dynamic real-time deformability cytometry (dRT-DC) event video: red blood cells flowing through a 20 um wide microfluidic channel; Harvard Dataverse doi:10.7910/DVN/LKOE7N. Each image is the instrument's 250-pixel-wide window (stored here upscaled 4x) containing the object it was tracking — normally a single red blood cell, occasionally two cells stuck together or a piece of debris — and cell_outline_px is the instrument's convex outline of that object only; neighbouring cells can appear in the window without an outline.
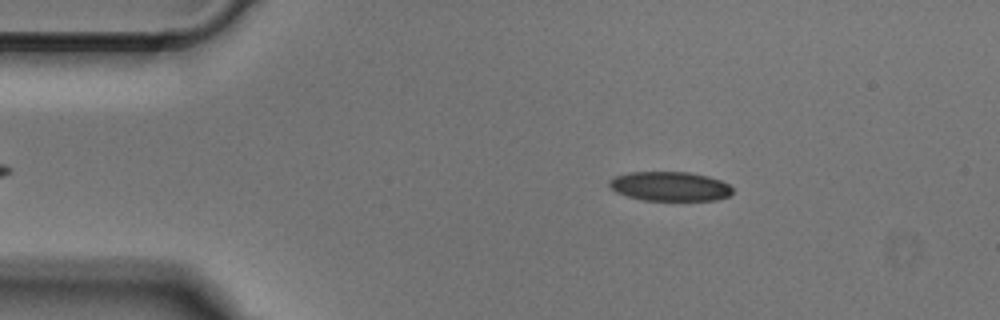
{"species": "Egyptian fruit bat (a non-hibernating species)", "species_latin": "Rousettus aegyptiacus", "temperature_condition": "cold", "stored_images_in_passage": 43, "camera_frame_rate_fps": 3000, "um_per_image_px": 0.085, "animal": {"sex": "male"}, "frame": {"image": 1, "passage_image": 1, "time_ms": 0.0, "image_size_px": [1000, 320], "cell_outline_px": [[732, 192], [728, 196], [716, 200], [644, 200], [628, 196], [616, 192], [608, 184], [608, 180], [616, 176], [628, 172], [688, 172], [708, 176], [720, 180], [728, 184], [732, 188]], "centroid_in_image_um": [56.93, 15.83], "position_along_channel_um": 28.1, "area_um2": 20.98}}
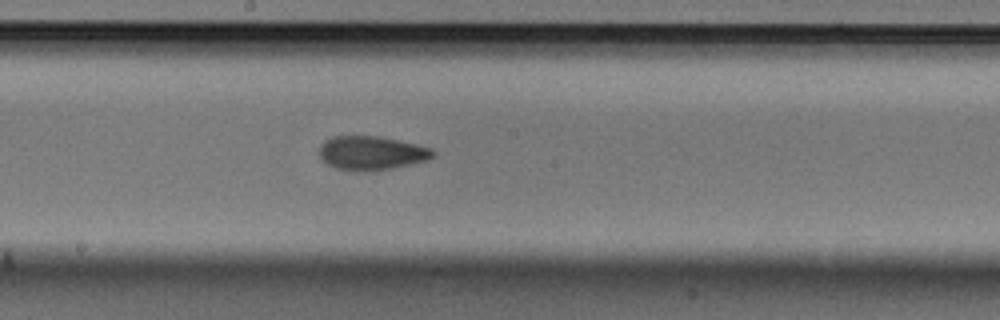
{"frame": {"image": 2, "passage_image": 19, "time_ms": 6.0, "image_size_px": [1000, 320], "cell_outline_px": [[436, 152], [428, 160], [392, 168], [372, 172], [364, 172], [336, 168], [328, 164], [320, 156], [320, 144], [324, 140], [332, 136], [380, 136], [416, 144], [432, 148]], "centroid_in_image_um": [31.58, 13.0], "position_along_channel_um": 216.6, "area_um2": 22.54}}
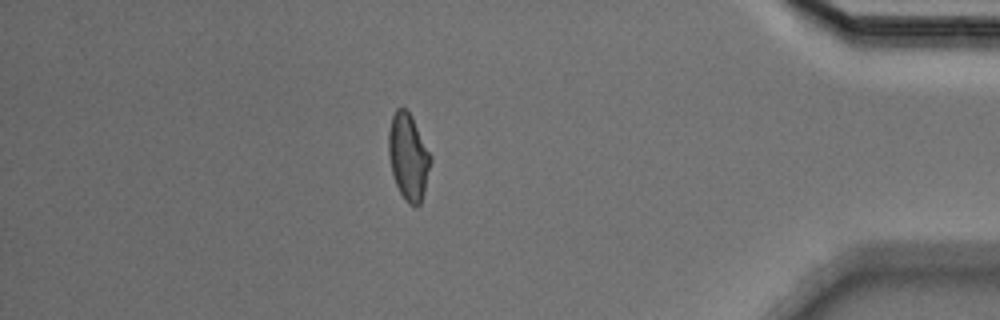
{"frame": {"image": 3, "passage_image": 36, "time_ms": 11.667, "image_size_px": [1000, 320], "cell_outline_px": [[432, 160], [424, 192], [420, 204], [416, 208], [408, 204], [404, 200], [396, 184], [392, 172], [388, 156], [388, 132], [392, 116], [396, 108], [404, 108], [412, 116], [432, 156]], "centroid_in_image_um": [34.71, 13.34], "position_along_channel_um": 400.5, "area_um2": 21.39}}